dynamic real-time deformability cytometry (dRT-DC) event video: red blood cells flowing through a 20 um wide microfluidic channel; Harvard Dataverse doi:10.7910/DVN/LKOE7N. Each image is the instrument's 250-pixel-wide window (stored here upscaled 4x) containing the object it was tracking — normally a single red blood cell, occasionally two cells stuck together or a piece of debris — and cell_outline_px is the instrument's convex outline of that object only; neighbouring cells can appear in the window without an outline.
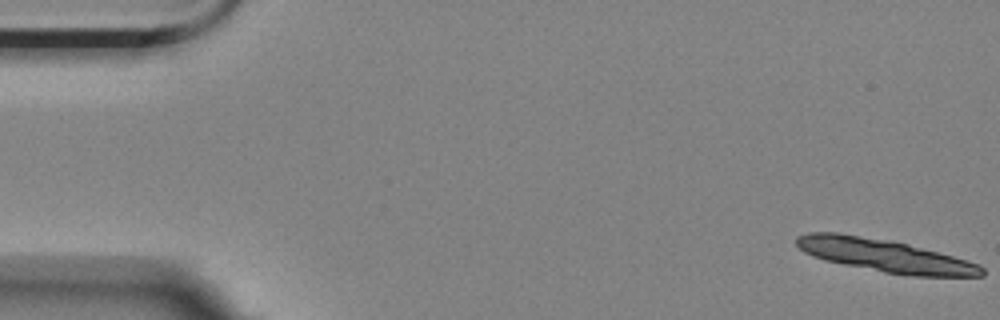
{"species": "Egyptian fruit bat (a non-hibernating species)", "species_latin": "Rousettus aegyptiacus", "temperature_condition": "room temperature", "stored_images_in_passage": 6, "camera_frame_rate_fps": 3000, "um_per_image_px": 0.085, "animal": {"sex": "female"}, "frame": {"image": 1, "passage_image": 1, "time_ms": 0.0, "image_size_px": [1000, 320], "cell_outline_px": [[984, 276], [912, 276], [884, 272], [824, 260], [812, 256], [804, 252], [796, 244], [796, 236], [808, 232], [836, 232], [892, 240], [908, 244], [968, 260], [980, 264], [984, 268]], "centroid_in_image_um": [75.2, 21.71], "position_along_channel_um": 9.8, "area_um2": 35.37}}
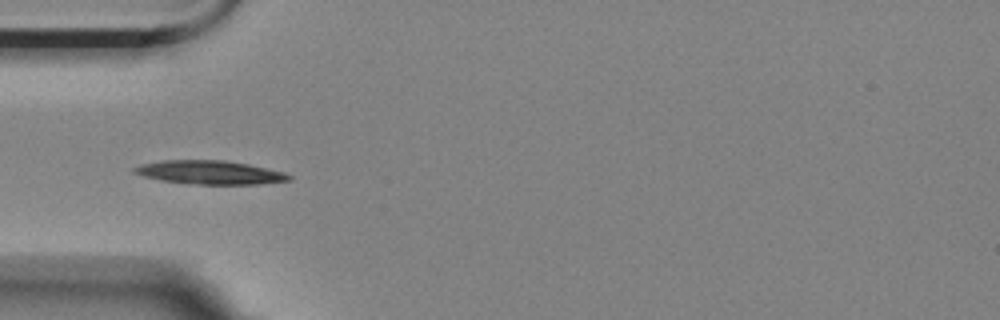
{"frame": {"image": 2, "passage_image": 6, "time_ms": 1.667, "image_size_px": [1000, 320], "cell_outline_px": [[292, 180], [260, 184], [196, 184], [160, 180], [144, 176], [132, 172], [132, 168], [140, 164], [160, 160], [224, 160], [248, 164], [284, 172], [292, 176]], "centroid_in_image_um": [17.82, 14.65], "position_along_channel_um": 67.2, "area_um2": 21.33}}